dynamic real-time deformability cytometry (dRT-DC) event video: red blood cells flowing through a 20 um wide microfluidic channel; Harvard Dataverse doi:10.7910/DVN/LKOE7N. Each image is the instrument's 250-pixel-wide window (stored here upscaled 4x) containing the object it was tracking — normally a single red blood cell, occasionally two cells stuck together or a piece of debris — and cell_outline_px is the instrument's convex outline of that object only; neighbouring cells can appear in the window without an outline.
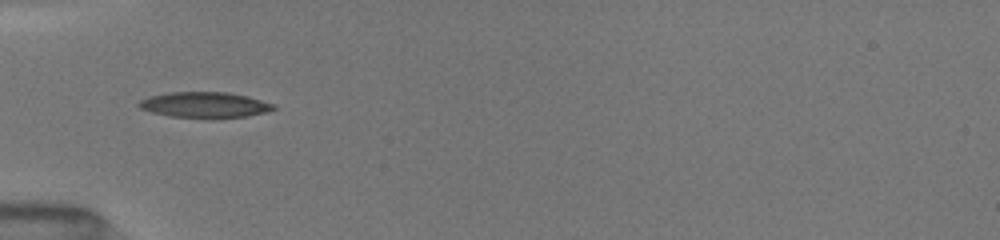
{"species": "common noctule bat (a hibernating species)", "species_latin": "Nyctalus noctula", "temperature_condition": "room temperature", "stored_images_in_passage": 23, "camera_frame_rate_fps": 3000, "um_per_image_px": 0.085, "animal": {"sex": "female", "body_mass_g": 19.5, "forearm_length_mm": 54.1}, "frame": {"image": 1, "passage_image": 1, "time_ms": 0.0, "image_size_px": [1000, 240], "cell_outline_px": [[276, 108], [264, 112], [248, 116], [212, 120], [168, 116], [152, 112], [140, 108], [136, 104], [140, 100], [148, 96], [168, 92], [228, 92], [248, 96], [276, 104]], "centroid_in_image_um": [17.4, 8.93], "position_along_channel_um": 67.6, "area_um2": 20.81}}
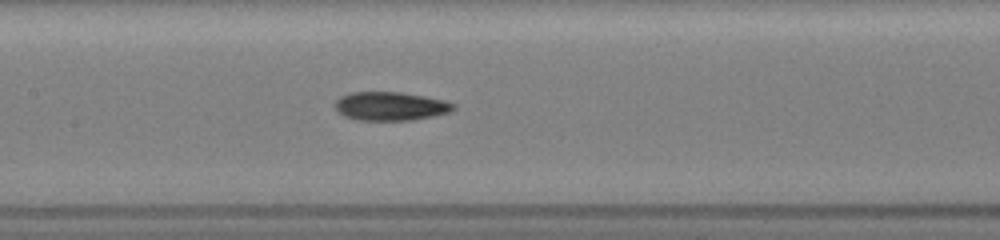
{"frame": {"image": 2, "passage_image": 10, "time_ms": 2.667, "image_size_px": [1000, 240], "cell_outline_px": [[456, 108], [448, 112], [432, 116], [412, 120], [356, 120], [344, 116], [336, 112], [332, 104], [340, 96], [348, 92], [400, 92], [424, 96], [444, 100], [456, 104]], "centroid_in_image_um": [33.12, 9.02], "position_along_channel_um": 174.3, "area_um2": 20.0}}
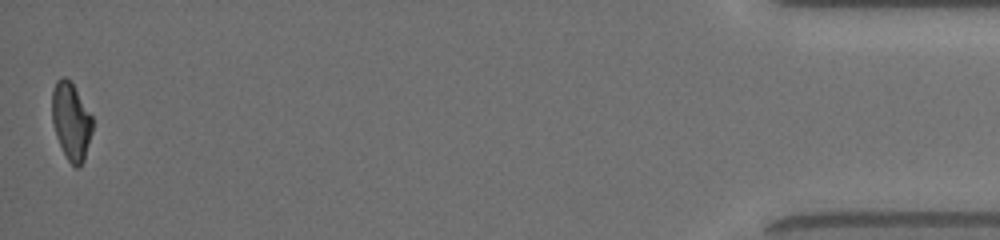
{"frame": {"image": 3, "passage_image": 23, "time_ms": 11.0, "image_size_px": [1000, 240], "cell_outline_px": [[92, 132], [84, 160], [80, 168], [76, 168], [68, 160], [56, 136], [52, 124], [52, 92], [56, 80], [60, 76], [64, 76], [72, 80], [92, 116]], "centroid_in_image_um": [6.04, 10.26], "position_along_channel_um": 429.2, "area_um2": 18.5}, "authors_computed_cell_mechanics": {"area_um2": 19.5364, "velocity_mm_per_s": 4.0823, "shape_relaxation_time_tau1_ms": 4.574, "shape_relaxation_time_tau2_ms": 2.8105, "deformation_change_tau1": 0.1949, "deformation_change_tau2": 0.1077}}